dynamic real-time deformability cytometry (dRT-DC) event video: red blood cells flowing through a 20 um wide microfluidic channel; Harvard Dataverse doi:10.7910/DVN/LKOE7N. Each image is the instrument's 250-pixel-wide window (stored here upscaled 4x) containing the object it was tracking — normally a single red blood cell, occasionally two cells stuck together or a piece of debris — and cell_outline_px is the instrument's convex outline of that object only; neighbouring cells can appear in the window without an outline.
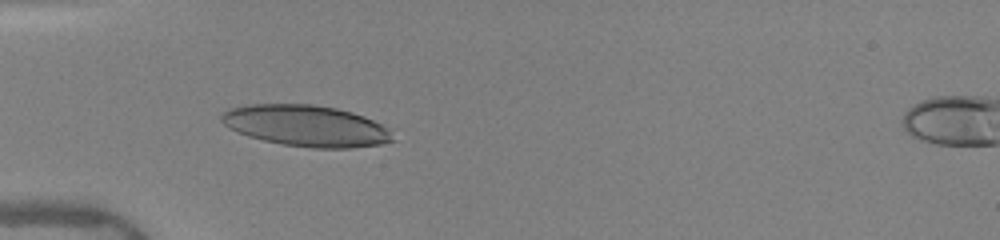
{"species": "human", "species_latin": "Homo sapiens", "temperature_condition": "warm", "stored_images_in_passage": 32, "camera_frame_rate_fps": 3000, "um_per_image_px": 0.085, "donor": {"sex": "female"}, "frame": {"image": 1, "passage_image": 1, "time_ms": 0.0, "image_size_px": [1000, 240], "cell_outline_px": [[396, 140], [380, 144], [352, 148], [312, 148], [284, 144], [264, 140], [248, 136], [236, 132], [228, 128], [220, 120], [220, 116], [228, 108], [244, 104], [312, 104], [336, 108], [352, 112], [364, 116], [388, 128]], "centroid_in_image_um": [25.99, 10.69], "position_along_channel_um": 59.0, "area_um2": 41.33}}
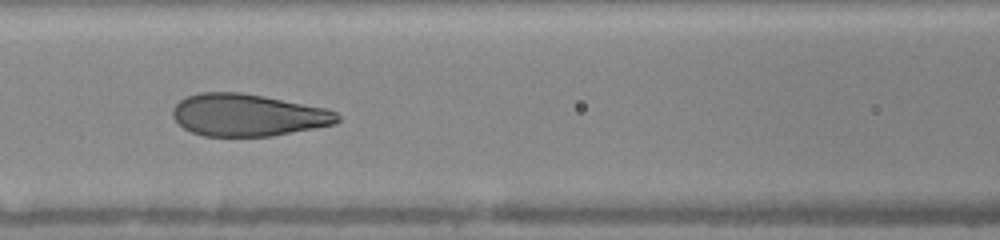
{"frame": {"image": 2, "passage_image": 8, "time_ms": 2.333, "image_size_px": [1000, 240], "cell_outline_px": [[340, 120], [336, 124], [316, 128], [272, 136], [204, 136], [192, 132], [184, 128], [172, 116], [172, 108], [180, 100], [188, 96], [200, 92], [240, 92], [264, 96], [324, 108], [336, 112], [340, 116]], "centroid_in_image_um": [21.07, 9.78], "position_along_channel_um": 145.5, "area_um2": 40.46}}
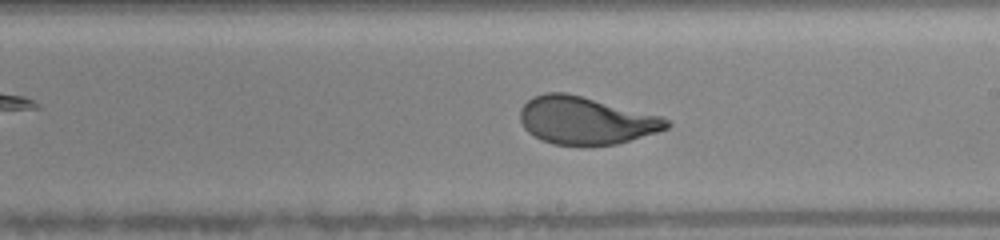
{"frame": {"image": 3, "passage_image": 15, "time_ms": 4.667, "image_size_px": [1000, 240], "cell_outline_px": [[672, 124], [668, 128], [656, 132], [616, 144], [584, 148], [552, 144], [540, 140], [528, 132], [524, 128], [520, 120], [520, 108], [532, 96], [544, 92], [564, 92], [660, 116], [668, 120]], "centroid_in_image_um": [49.73, 10.28], "position_along_channel_um": 239.3, "area_um2": 40.98}, "authors_computed_cell_mechanics": {"area_um2": 41.2981, "velocity_mm_per_s": 4.0256, "shape_relaxation_time_tau1_ms": 3.6058, "shape_relaxation_time_tau2_ms": null, "deformation_change_tau1": 0.1783, "deformation_change_tau2": null}}